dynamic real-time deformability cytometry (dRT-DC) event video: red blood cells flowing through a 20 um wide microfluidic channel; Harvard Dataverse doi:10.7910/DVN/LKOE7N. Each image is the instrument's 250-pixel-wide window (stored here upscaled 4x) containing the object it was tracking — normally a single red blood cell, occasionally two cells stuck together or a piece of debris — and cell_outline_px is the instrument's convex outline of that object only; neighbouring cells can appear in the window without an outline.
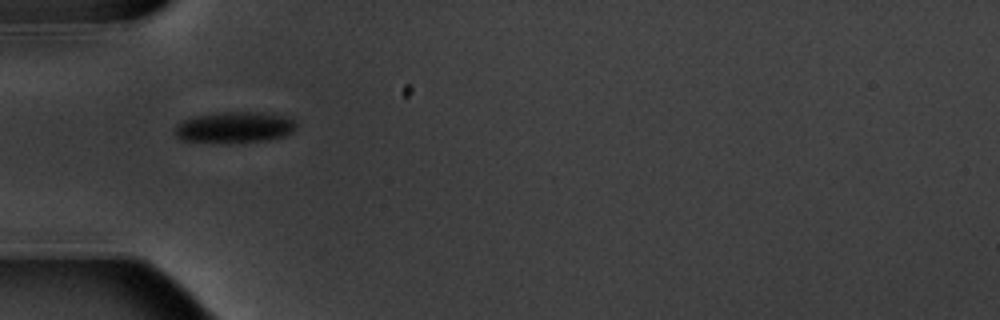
{"species": "common noctule bat (a hibernating species)", "species_latin": "Nyctalus noctula", "temperature_condition": "warm", "stored_images_in_passage": 11, "camera_frame_rate_fps": 3000, "um_per_image_px": 0.085, "animal": {"sex": "male", "body_mass_g": 20.1, "forearm_length_mm": 53.5}, "frame": {"image": 1, "passage_image": 1, "time_ms": 0.0, "image_size_px": [1000, 320], "cell_outline_px": [[296, 128], [292, 132], [284, 136], [264, 140], [184, 140], [176, 136], [176, 124], [192, 116], [220, 112], [264, 112], [288, 116], [296, 124]], "centroid_in_image_um": [19.99, 10.76], "position_along_channel_um": 65.0, "area_um2": 21.1}}
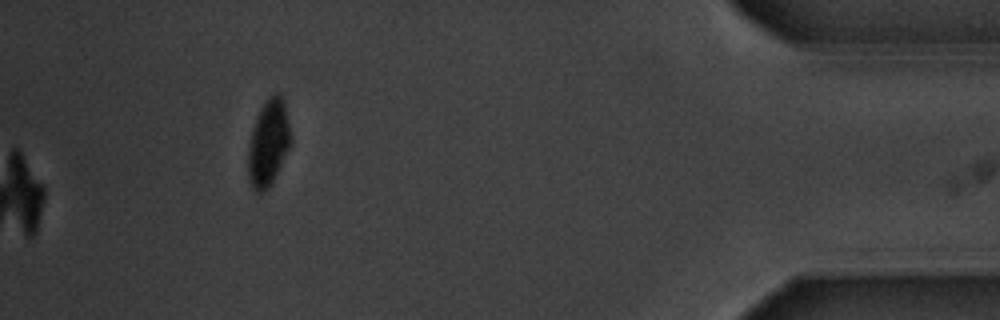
{"frame": {"image": 2, "passage_image": 10, "time_ms": 11.333, "image_size_px": [1000, 320], "cell_outline_px": [[292, 140], [272, 184], [264, 192], [256, 192], [252, 188], [248, 180], [248, 144], [252, 128], [256, 116], [260, 108], [268, 96], [276, 92], [280, 92], [284, 100], [292, 136]], "centroid_in_image_um": [22.81, 12.12], "position_along_channel_um": 412.4, "area_um2": 21.91}, "authors_computed_cell_mechanics": {"area_um2": 23.409, "velocity_mm_per_s": 3.5565, "shape_relaxation_time_tau1_ms": 2.0649, "shape_relaxation_time_tau2_ms": null, "deformation_change_tau1": 0.0967, "deformation_change_tau2": null}}